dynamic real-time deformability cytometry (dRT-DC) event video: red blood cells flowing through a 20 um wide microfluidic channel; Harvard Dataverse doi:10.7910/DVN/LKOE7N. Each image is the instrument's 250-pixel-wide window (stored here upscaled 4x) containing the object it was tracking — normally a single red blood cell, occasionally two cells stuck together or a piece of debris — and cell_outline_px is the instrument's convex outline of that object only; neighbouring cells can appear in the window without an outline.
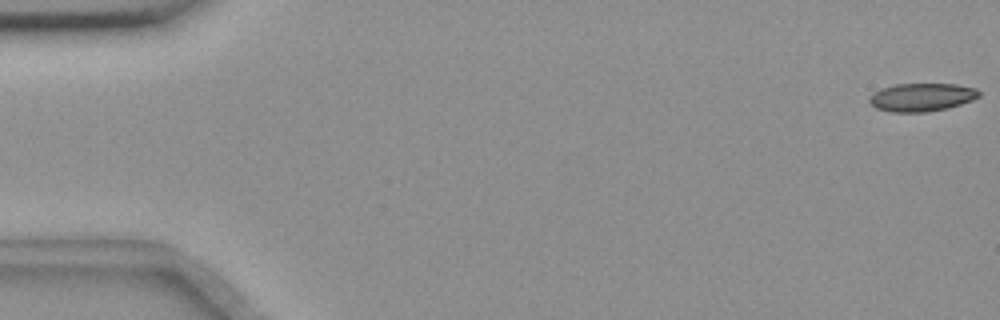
{"species": "common noctule bat (a hibernating species)", "species_latin": "Nyctalus noctula", "temperature_condition": "room temperature", "stored_images_in_passage": 56, "camera_frame_rate_fps": 3000, "um_per_image_px": 0.085, "animal": {"sex": "female", "body_mass_g": 18.4}, "frame": {"image": 1, "passage_image": 1, "time_ms": 0.0, "image_size_px": [1000, 320], "cell_outline_px": [[980, 96], [972, 100], [948, 108], [928, 112], [892, 112], [876, 108], [868, 100], [868, 96], [872, 92], [896, 84], [956, 84], [976, 88], [980, 92]], "centroid_in_image_um": [78.34, 8.26], "position_along_channel_um": 6.7, "area_um2": 18.03}}
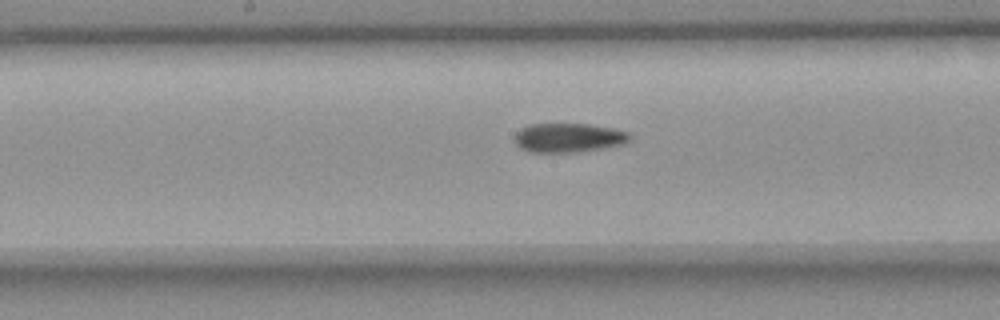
{"frame": {"image": 2, "passage_image": 29, "time_ms": 9.333, "image_size_px": [1000, 320], "cell_outline_px": [[632, 140], [624, 144], [576, 152], [528, 152], [520, 148], [512, 140], [516, 132], [520, 128], [528, 124], [588, 124], [612, 128], [628, 132], [632, 136]], "centroid_in_image_um": [48.29, 11.7], "position_along_channel_um": 199.9, "area_um2": 19.77}}
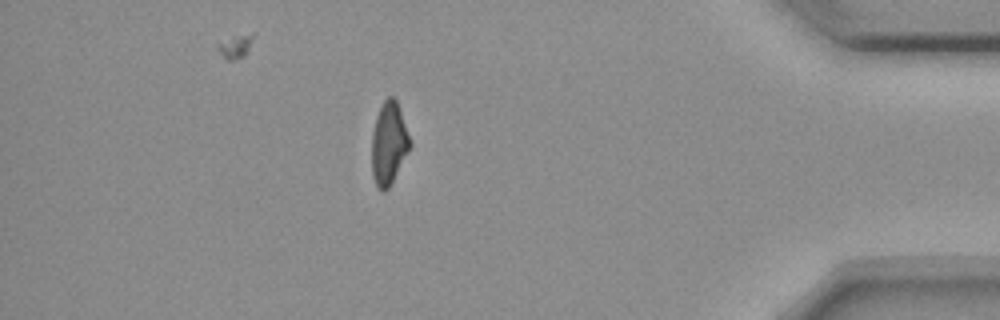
{"frame": {"image": 3, "passage_image": 49, "time_ms": 16.0, "image_size_px": [1000, 320], "cell_outline_px": [[412, 144], [408, 152], [388, 188], [384, 192], [380, 192], [376, 188], [372, 176], [372, 132], [376, 116], [384, 100], [388, 96], [392, 96], [396, 100]], "centroid_in_image_um": [33.03, 12.22], "position_along_channel_um": 402.2, "area_um2": 18.26}, "authors_computed_cell_mechanics": {"area_um2": 19.1896, "velocity_mm_per_s": 3.6747, "shape_relaxation_time_tau1_ms": null, "shape_relaxation_time_tau2_ms": 8.5462, "deformation_change_tau1": null, "deformation_change_tau2": 0.1485}}